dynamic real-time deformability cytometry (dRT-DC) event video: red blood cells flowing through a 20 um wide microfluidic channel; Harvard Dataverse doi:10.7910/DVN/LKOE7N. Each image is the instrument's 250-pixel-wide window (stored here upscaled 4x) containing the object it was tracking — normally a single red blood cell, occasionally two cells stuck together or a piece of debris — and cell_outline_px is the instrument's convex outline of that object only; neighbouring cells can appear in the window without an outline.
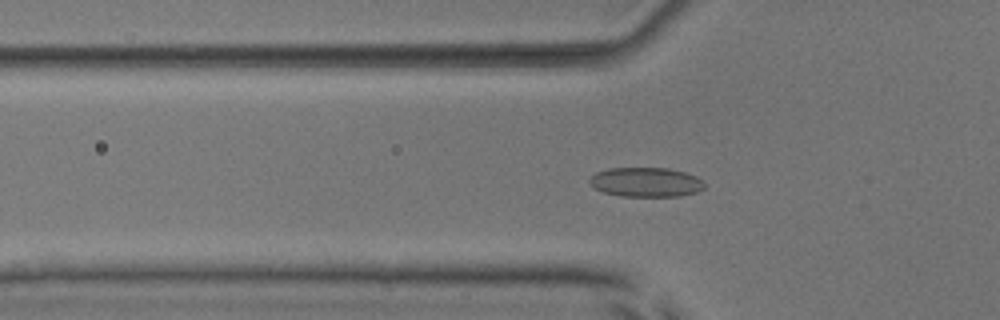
{"species": "common noctule bat (a hibernating species)", "species_latin": "Nyctalus noctula", "temperature_condition": "room temperature", "stored_images_in_passage": 36, "camera_frame_rate_fps": 3000, "um_per_image_px": 0.085, "animal": {"sex": "male", "body_mass_g": 17.9, "forearm_length_mm": 54.2}, "frame": {"image": 1, "passage_image": 2, "time_ms": 0.333, "image_size_px": [1000, 320], "cell_outline_px": [[704, 188], [696, 192], [680, 196], [620, 196], [604, 192], [596, 188], [588, 180], [596, 172], [608, 168], [668, 168], [684, 172], [696, 176], [704, 184]], "centroid_in_image_um": [54.9, 15.48], "position_along_channel_um": 70.9, "area_um2": 19.54}}
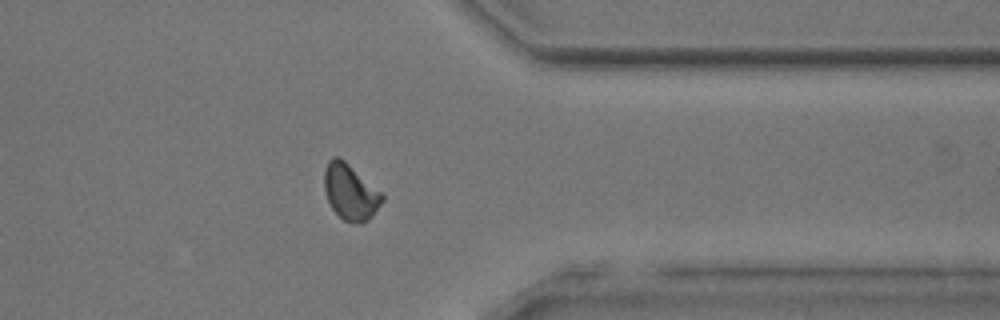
{"frame": {"image": 2, "passage_image": 26, "time_ms": 8.333, "image_size_px": [1000, 320], "cell_outline_px": [[384, 200], [372, 216], [368, 220], [360, 224], [356, 224], [344, 220], [332, 208], [328, 200], [324, 188], [324, 168], [328, 160], [332, 156], [340, 156], [380, 192], [384, 196]], "centroid_in_image_um": [29.76, 16.31], "position_along_channel_um": 381.6, "area_um2": 18.73}}
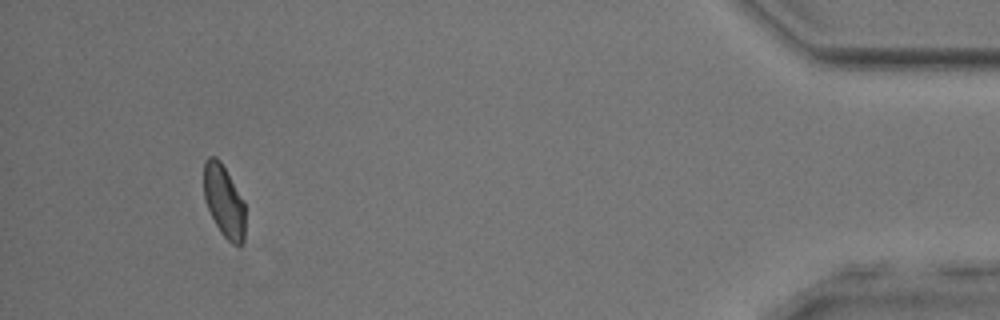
{"frame": {"image": 3, "passage_image": 33, "time_ms": 10.667, "image_size_px": [1000, 320], "cell_outline_px": [[244, 244], [240, 248], [232, 244], [220, 232], [204, 200], [204, 160], [208, 156], [216, 156], [220, 160], [244, 200]], "centroid_in_image_um": [19.04, 17.1], "position_along_channel_um": 416.2, "area_um2": 17.57}, "authors_computed_cell_mechanics": {"area_um2": 18.2648, "velocity_mm_per_s": 3.9809, "shape_relaxation_time_tau1_ms": 2.7993, "shape_relaxation_time_tau2_ms": 1.3063, "deformation_change_tau1": 0.0754, "deformation_change_tau2": 0.0489}}